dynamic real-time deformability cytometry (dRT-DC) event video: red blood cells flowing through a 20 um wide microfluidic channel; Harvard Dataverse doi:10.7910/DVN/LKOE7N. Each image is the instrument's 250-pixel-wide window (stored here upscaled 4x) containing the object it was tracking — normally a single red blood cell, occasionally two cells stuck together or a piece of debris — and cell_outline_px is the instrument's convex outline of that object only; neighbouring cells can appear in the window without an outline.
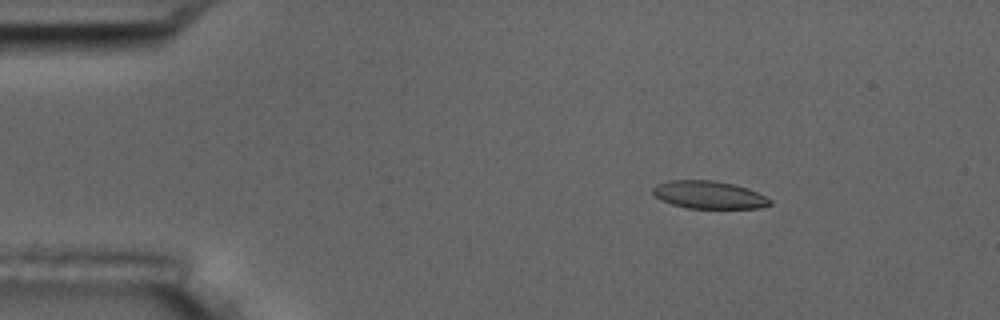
{"species": "common noctule bat (a hibernating species)", "species_latin": "Nyctalus noctula", "temperature_condition": "room temperature", "stored_images_in_passage": 6, "camera_frame_rate_fps": 3000, "um_per_image_px": 0.085, "animal": {"sex": "male", "body_mass_g": 17.5, "forearm_length_mm": 52.3}, "frame": {"image": 1, "passage_image": 3, "time_ms": 2.333, "image_size_px": [1000, 320], "cell_outline_px": [[772, 204], [760, 208], [688, 208], [672, 204], [660, 200], [652, 192], [652, 188], [656, 184], [668, 180], [712, 180], [732, 184], [748, 188], [772, 200]], "centroid_in_image_um": [60.23, 16.56], "position_along_channel_um": 24.8, "area_um2": 18.9}}
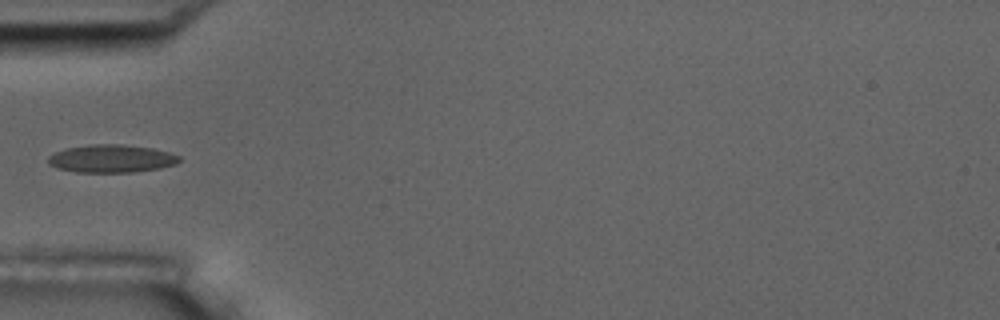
{"frame": {"image": 2, "passage_image": 6, "time_ms": 5.667, "image_size_px": [1000, 320], "cell_outline_px": [[180, 160], [176, 164], [160, 168], [132, 172], [76, 172], [56, 168], [48, 164], [48, 156], [64, 148], [88, 144], [120, 144], [152, 148], [168, 152], [180, 156]], "centroid_in_image_um": [9.44, 13.48], "position_along_channel_um": 75.6, "area_um2": 21.39}}